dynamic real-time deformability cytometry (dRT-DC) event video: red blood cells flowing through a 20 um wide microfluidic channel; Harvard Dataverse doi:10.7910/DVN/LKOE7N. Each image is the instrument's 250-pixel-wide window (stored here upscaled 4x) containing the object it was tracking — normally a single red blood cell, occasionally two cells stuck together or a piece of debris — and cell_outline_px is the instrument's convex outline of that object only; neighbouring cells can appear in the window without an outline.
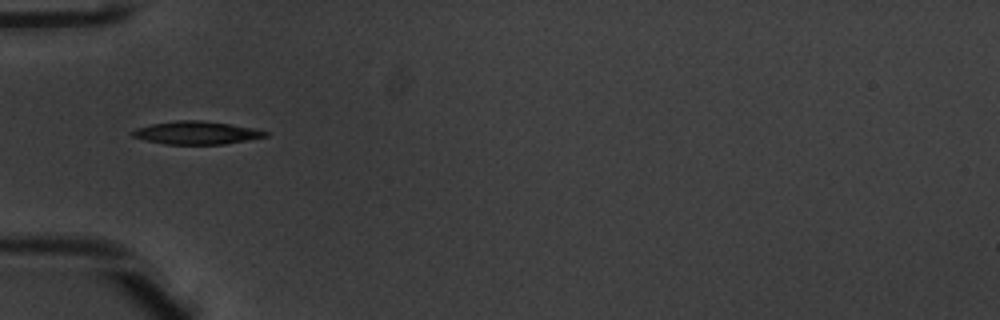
{"species": "common noctule bat (a hibernating species)", "species_latin": "Nyctalus noctula", "temperature_condition": "warm", "stored_images_in_passage": 35, "camera_frame_rate_fps": 3000, "um_per_image_px": 0.085, "animal": {"sex": "male", "body_mass_g": 20.1, "forearm_length_mm": 53.5}, "frame": {"image": 1, "passage_image": 1, "time_ms": 0.0, "image_size_px": [1000, 320], "cell_outline_px": [[268, 136], [248, 140], [224, 144], [164, 144], [144, 140], [132, 136], [128, 132], [136, 128], [152, 124], [176, 120], [200, 120], [232, 124], [252, 128], [268, 132]], "centroid_in_image_um": [16.66, 11.28], "position_along_channel_um": 68.3, "area_um2": 17.86}}
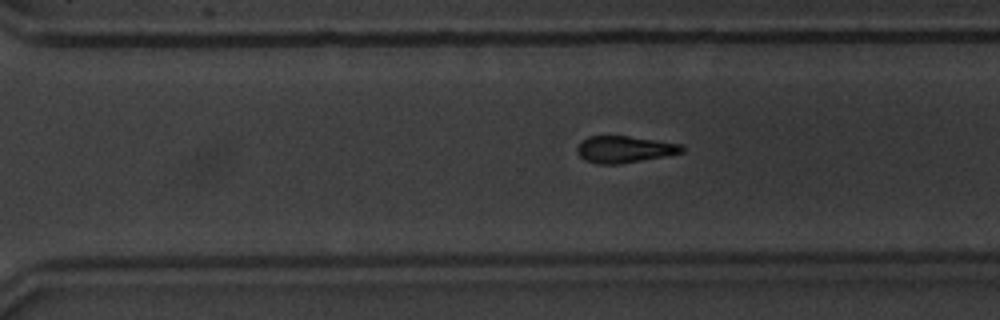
{"frame": {"image": 2, "passage_image": 20, "time_ms": 6.333, "image_size_px": [1000, 320], "cell_outline_px": [[684, 152], [664, 156], [620, 164], [596, 164], [584, 160], [576, 152], [576, 148], [580, 140], [588, 136], [628, 136], [656, 140], [680, 144], [684, 148]], "centroid_in_image_um": [53.01, 12.69], "position_along_channel_um": 317.6, "area_um2": 16.42}}
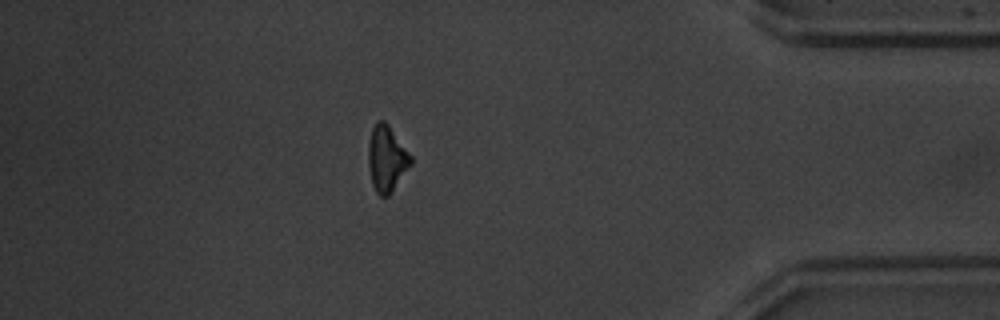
{"frame": {"image": 3, "passage_image": 29, "time_ms": 9.333, "image_size_px": [1000, 320], "cell_outline_px": [[412, 164], [392, 192], [388, 196], [380, 196], [376, 192], [372, 184], [368, 164], [368, 144], [372, 128], [376, 120], [384, 120], [388, 124], [412, 156]], "centroid_in_image_um": [32.87, 13.48], "position_along_channel_um": 402.3, "area_um2": 16.47}, "authors_computed_cell_mechanics": {"area_um2": 16.9354, "velocity_mm_per_s": 3.944, "shape_relaxation_time_tau1_ms": 2.357, "shape_relaxation_time_tau2_ms": null, "deformation_change_tau1": 0.1345, "deformation_change_tau2": null}}